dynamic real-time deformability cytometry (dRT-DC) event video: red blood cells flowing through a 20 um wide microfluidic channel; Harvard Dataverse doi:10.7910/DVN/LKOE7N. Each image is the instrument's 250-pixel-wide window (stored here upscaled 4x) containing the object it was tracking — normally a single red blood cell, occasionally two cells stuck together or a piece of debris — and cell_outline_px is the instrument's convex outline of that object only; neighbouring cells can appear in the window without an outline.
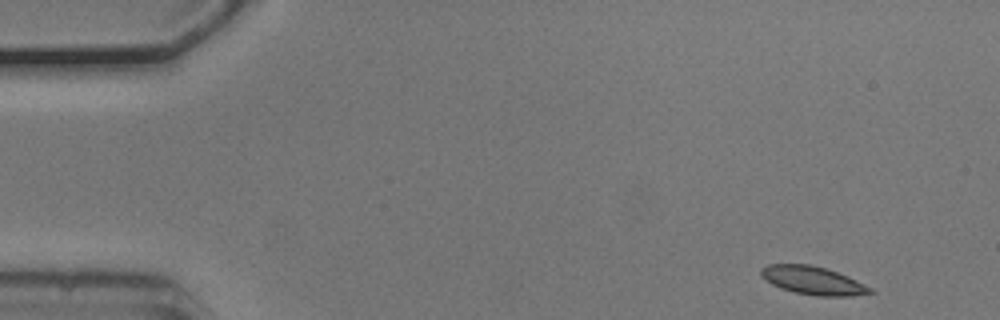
{"species": "common noctule bat (a hibernating species)", "species_latin": "Nyctalus noctula", "temperature_condition": "cold", "stored_images_in_passage": 7, "camera_frame_rate_fps": 3000, "um_per_image_px": 0.085, "animal": {"sex": "male", "body_mass_g": 20.5, "forearm_length_mm": 52.5}, "frame": {"image": 1, "passage_image": 1, "time_ms": 0.0, "image_size_px": [1000, 320], "cell_outline_px": [[876, 292], [848, 296], [816, 296], [796, 292], [780, 288], [772, 284], [760, 276], [760, 268], [768, 264], [812, 264], [848, 276], [872, 288]], "centroid_in_image_um": [69.08, 23.83], "position_along_channel_um": 15.9, "area_um2": 17.92}}